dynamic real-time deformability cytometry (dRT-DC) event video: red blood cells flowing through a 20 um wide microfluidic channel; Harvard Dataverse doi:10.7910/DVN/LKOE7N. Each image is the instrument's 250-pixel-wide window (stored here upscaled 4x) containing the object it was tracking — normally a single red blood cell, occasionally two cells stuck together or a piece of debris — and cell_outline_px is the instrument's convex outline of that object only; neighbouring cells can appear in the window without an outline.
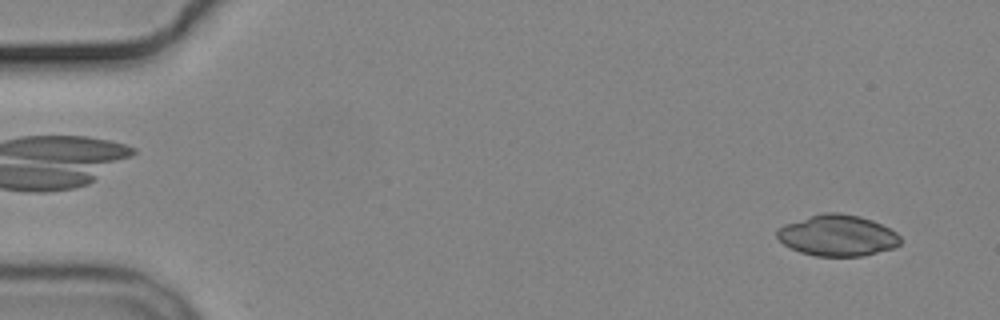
{"species": "common noctule bat (a hibernating species)", "species_latin": "Nyctalus noctula", "temperature_condition": "cold", "stored_images_in_passage": 5, "segment_of_instrument_passage": [1, 2], "camera_frame_rate_fps": 3000, "um_per_image_px": 0.085, "animal": {"sex": "male", "body_mass_g": 19.2, "forearm_length_mm": 51.8}, "frame": {"image": 1, "passage_image": 1, "time_ms": 0.0, "image_size_px": [1000, 320], "cell_outline_px": [[900, 244], [896, 248], [864, 256], [816, 256], [800, 252], [784, 244], [776, 236], [776, 228], [784, 224], [824, 212], [836, 212], [860, 216], [872, 220], [896, 232], [900, 236]], "centroid_in_image_um": [71.2, 20.02], "position_along_channel_um": 13.8, "area_um2": 29.65}}